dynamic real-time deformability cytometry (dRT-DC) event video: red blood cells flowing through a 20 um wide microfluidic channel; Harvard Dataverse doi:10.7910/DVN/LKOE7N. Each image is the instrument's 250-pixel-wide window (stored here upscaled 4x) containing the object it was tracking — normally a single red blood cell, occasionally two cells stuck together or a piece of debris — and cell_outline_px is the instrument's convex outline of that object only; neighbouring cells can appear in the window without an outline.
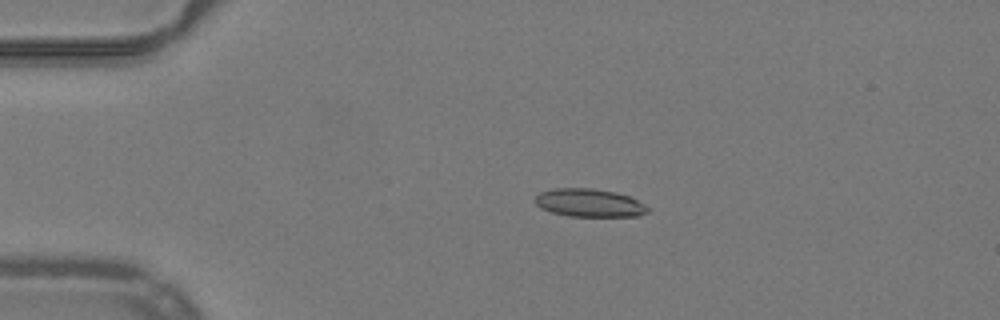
{"species": "common noctule bat (a hibernating species)", "species_latin": "Nyctalus noctula", "temperature_condition": "warm", "stored_images_in_passage": 51, "camera_frame_rate_fps": 3000, "um_per_image_px": 0.085, "animal": {"sex": "male", "body_mass_g": 19.2, "forearm_length_mm": 51.8}, "frame": {"image": 1, "passage_image": 11, "time_ms": 3.333, "image_size_px": [1000, 320], "cell_outline_px": [[652, 208], [648, 212], [640, 216], [568, 216], [552, 212], [540, 208], [536, 204], [536, 196], [540, 192], [552, 188], [592, 188], [616, 192], [628, 196]], "centroid_in_image_um": [50.11, 17.24], "position_along_channel_um": 34.9, "area_um2": 18.5}}
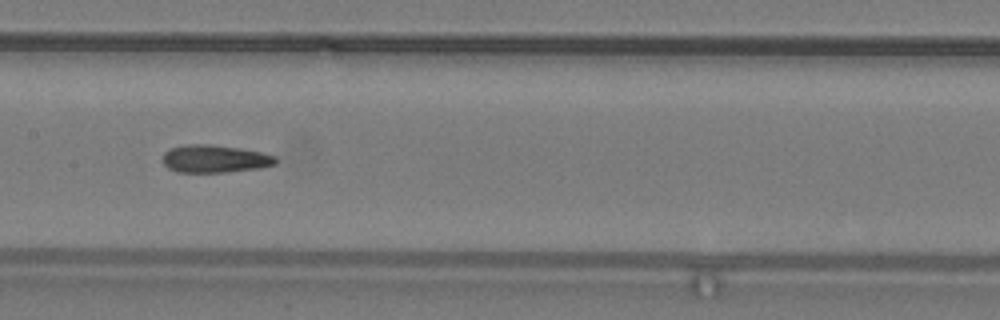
{"frame": {"image": 2, "passage_image": 26, "time_ms": 8.333, "image_size_px": [1000, 320], "cell_outline_px": [[276, 164], [260, 168], [224, 172], [176, 172], [168, 168], [160, 160], [164, 152], [172, 148], [188, 144], [208, 144], [240, 148], [260, 152], [276, 156]], "centroid_in_image_um": [18.22, 13.5], "position_along_channel_um": 189.2, "area_um2": 18.26}}
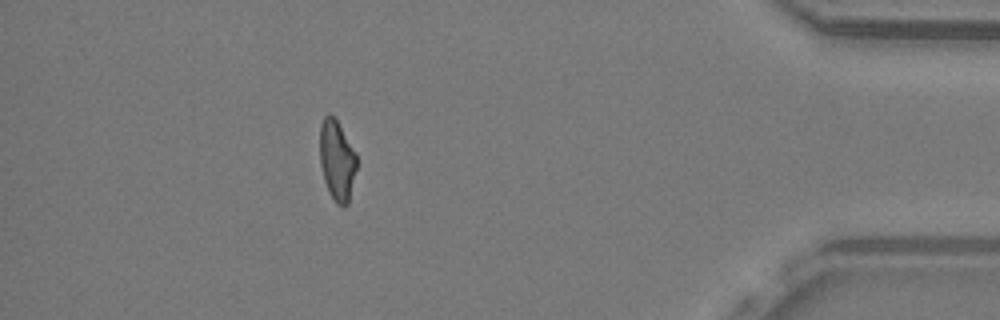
{"frame": {"image": 3, "passage_image": 46, "time_ms": 15.0, "image_size_px": [1000, 320], "cell_outline_px": [[356, 168], [348, 204], [344, 208], [336, 204], [324, 180], [320, 164], [320, 124], [324, 116], [328, 112], [336, 120], [356, 152]], "centroid_in_image_um": [28.63, 13.63], "position_along_channel_um": 406.6, "area_um2": 17.11}, "authors_computed_cell_mechanics": {"area_um2": 18.207, "velocity_mm_per_s": 4.0027, "shape_relaxation_time_tau1_ms": 8.6071, "shape_relaxation_time_tau2_ms": 3.4741, "deformation_change_tau1": 0.2118, "deformation_change_tau2": 0.131}}